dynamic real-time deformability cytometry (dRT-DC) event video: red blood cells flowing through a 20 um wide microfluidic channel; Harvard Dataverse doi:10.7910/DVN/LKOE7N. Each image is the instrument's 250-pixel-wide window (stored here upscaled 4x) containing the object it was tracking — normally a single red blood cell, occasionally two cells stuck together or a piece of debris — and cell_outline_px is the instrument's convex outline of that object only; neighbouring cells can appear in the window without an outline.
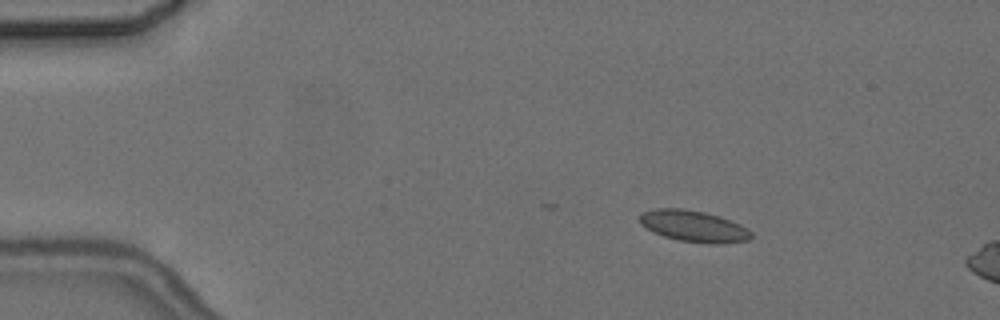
{"species": "common noctule bat (a hibernating species)", "species_latin": "Nyctalus noctula", "temperature_condition": "cold", "stored_images_in_passage": 8, "camera_frame_rate_fps": 3000, "um_per_image_px": 0.085, "animal": {"sex": "female", "body_mass_g": 24.6, "forearm_length_mm": 56.2}, "frame": {"image": 1, "passage_image": 1, "time_ms": 0.0, "image_size_px": [1000, 320], "cell_outline_px": [[752, 236], [748, 240], [716, 244], [708, 244], [680, 240], [664, 236], [652, 232], [640, 224], [640, 212], [656, 208], [684, 208], [704, 212], [720, 216], [740, 224], [748, 228], [752, 232]], "centroid_in_image_um": [58.95, 19.21], "position_along_channel_um": 26.1, "area_um2": 20.52}}
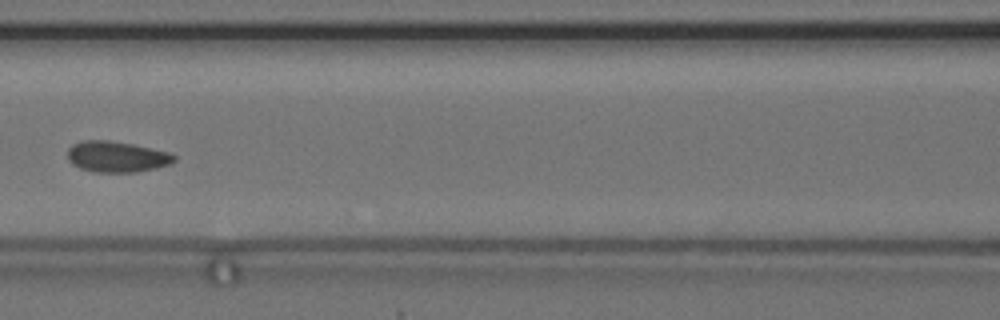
{"frame": {"image": 2, "passage_image": 6, "time_ms": 5.667, "image_size_px": [1000, 320], "cell_outline_px": [[176, 160], [172, 164], [156, 168], [136, 172], [92, 172], [80, 168], [72, 164], [68, 160], [68, 148], [72, 144], [84, 140], [108, 140], [132, 144], [168, 152], [176, 156]], "centroid_in_image_um": [9.91, 13.33], "position_along_channel_um": 156.7, "area_um2": 19.31}}
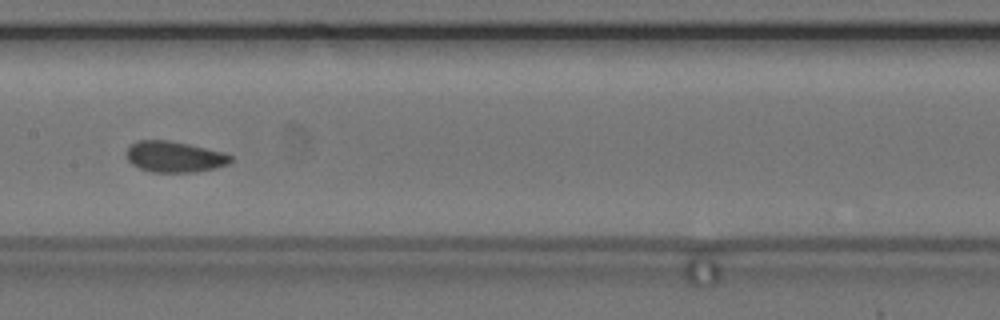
{"frame": {"image": 3, "passage_image": 7, "time_ms": 6.667, "image_size_px": [1000, 320], "cell_outline_px": [[232, 160], [228, 164], [196, 172], [152, 172], [140, 168], [132, 164], [128, 160], [128, 148], [136, 140], [168, 140], [188, 144], [224, 152], [232, 156]], "centroid_in_image_um": [14.84, 13.32], "position_along_channel_um": 192.6, "area_um2": 18.61}}